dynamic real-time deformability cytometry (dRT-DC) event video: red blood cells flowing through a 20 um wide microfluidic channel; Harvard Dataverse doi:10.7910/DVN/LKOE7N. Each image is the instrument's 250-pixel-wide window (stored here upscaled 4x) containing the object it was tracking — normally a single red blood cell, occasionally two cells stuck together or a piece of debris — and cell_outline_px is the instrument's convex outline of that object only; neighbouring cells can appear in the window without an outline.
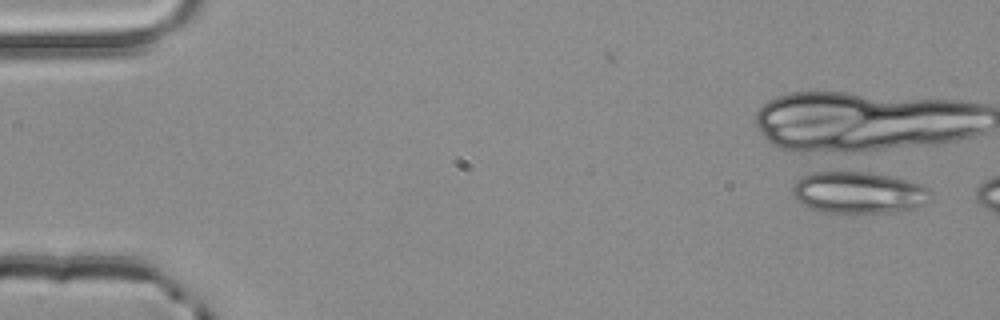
{"species": "common noctule bat (a hibernating species)", "species_latin": "Nyctalus noctula", "temperature_condition": "room temperature", "stored_images_in_passage": 3, "camera_frame_rate_fps": 3000, "um_per_image_px": 0.085, "animal": {"sex": "male", "body_mass_g": 20.4}, "frame": {"image": 1, "passage_image": 1, "time_ms": 0.0, "image_size_px": [1000, 320], "cell_outline_px": [[932, 192], [912, 208], [888, 212], [824, 212], [812, 208], [796, 200], [792, 196], [792, 188], [796, 180], [800, 176], [812, 172], [844, 168], [852, 168], [888, 176], [920, 184], [928, 188]], "centroid_in_image_um": [72.82, 16.29], "position_along_channel_um": 12.2, "area_um2": 33.7}}